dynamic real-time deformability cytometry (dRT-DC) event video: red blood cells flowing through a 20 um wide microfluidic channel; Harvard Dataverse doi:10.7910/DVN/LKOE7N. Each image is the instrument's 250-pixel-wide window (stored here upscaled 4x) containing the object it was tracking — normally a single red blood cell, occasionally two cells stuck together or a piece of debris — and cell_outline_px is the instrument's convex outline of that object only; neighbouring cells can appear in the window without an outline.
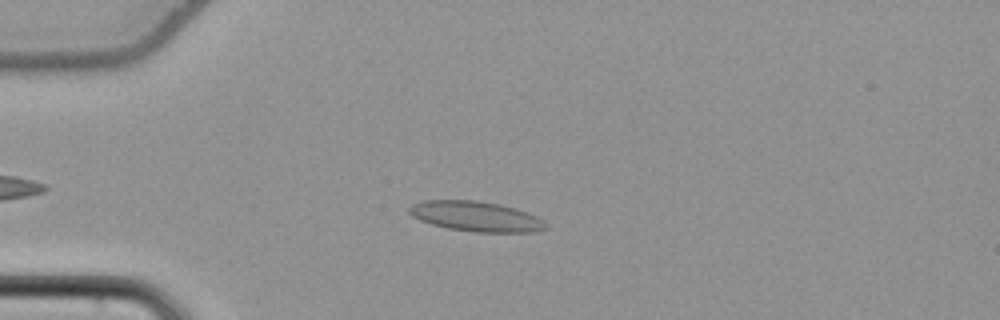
{"species": "common noctule bat (a hibernating species)", "species_latin": "Nyctalus noctula", "temperature_condition": "cold", "stored_images_in_passage": 42, "camera_frame_rate_fps": 3000, "um_per_image_px": 0.085, "animal": {"sex": "female", "body_mass_g": 22.7, "forearm_length_mm": 54.2}, "frame": {"image": 1, "passage_image": 11, "time_ms": 3.333, "image_size_px": [1000, 320], "cell_outline_px": [[548, 228], [532, 232], [476, 232], [448, 228], [432, 224], [420, 220], [412, 216], [408, 212], [408, 208], [412, 204], [424, 200], [476, 200], [500, 204], [516, 208], [528, 212], [544, 220], [548, 224]], "centroid_in_image_um": [40.48, 18.39], "position_along_channel_um": 44.5, "area_um2": 24.1}}
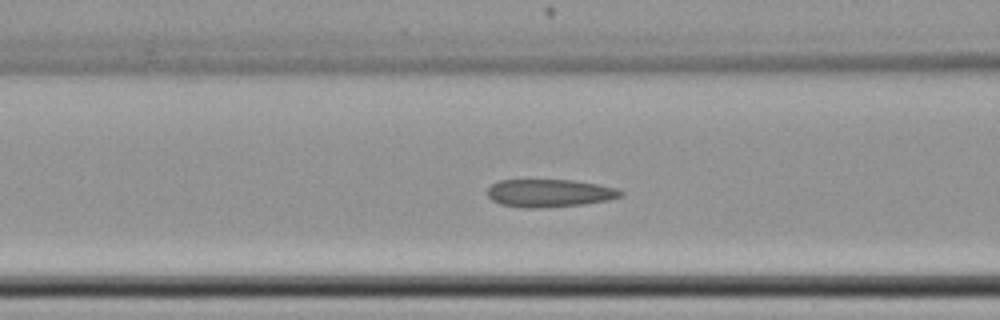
{"frame": {"image": 2, "passage_image": 19, "time_ms": 6.0, "image_size_px": [1000, 320], "cell_outline_px": [[624, 196], [608, 200], [584, 204], [540, 208], [524, 208], [500, 204], [492, 200], [488, 196], [488, 188], [492, 184], [500, 180], [576, 180], [616, 188], [624, 192]], "centroid_in_image_um": [46.72, 16.42], "position_along_channel_um": 119.9, "area_um2": 21.68}}
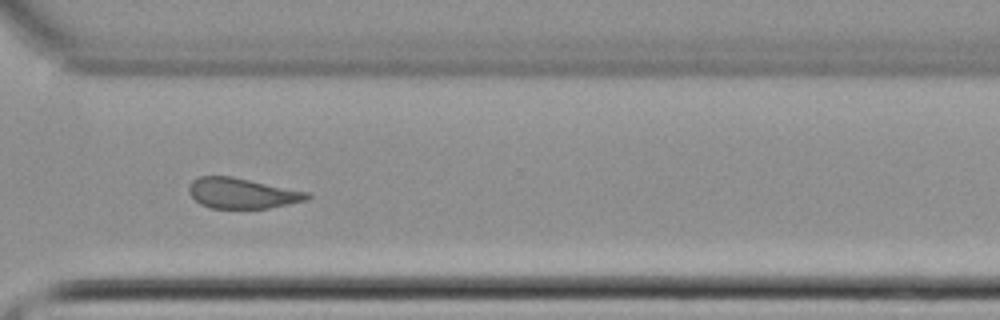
{"frame": {"image": 3, "passage_image": 37, "time_ms": 12.0, "image_size_px": [1000, 320], "cell_outline_px": [[312, 196], [308, 200], [268, 208], [212, 208], [200, 204], [188, 192], [188, 184], [192, 180], [200, 176], [232, 176], [312, 192]], "centroid_in_image_um": [20.62, 16.41], "position_along_channel_um": 350.0, "area_um2": 21.27}, "authors_computed_cell_mechanics": {"area_um2": 22.542, "velocity_mm_per_s": 3.8266, "shape_relaxation_time_tau1_ms": null, "shape_relaxation_time_tau2_ms": 2.6549, "deformation_change_tau1": null, "deformation_change_tau2": 0.0803}}